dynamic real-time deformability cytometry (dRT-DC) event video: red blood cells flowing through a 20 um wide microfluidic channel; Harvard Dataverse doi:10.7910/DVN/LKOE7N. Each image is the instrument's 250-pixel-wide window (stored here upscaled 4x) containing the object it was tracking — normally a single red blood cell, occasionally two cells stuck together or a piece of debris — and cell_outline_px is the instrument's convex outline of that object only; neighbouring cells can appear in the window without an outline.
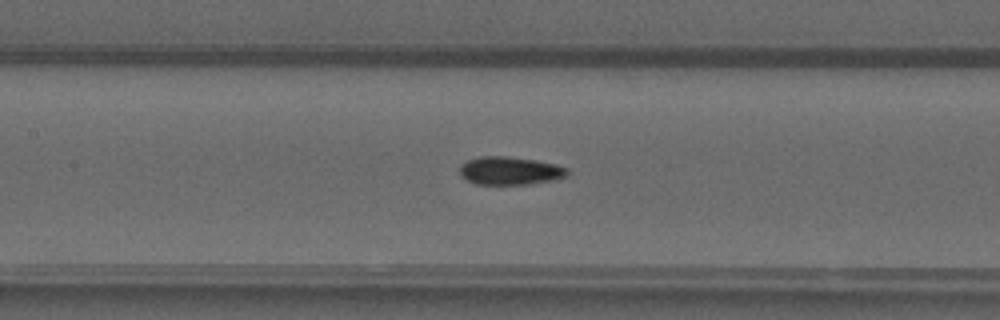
{"species": "common noctule bat (a hibernating species)", "species_latin": "Nyctalus noctula", "temperature_condition": "warm", "stored_images_in_passage": 37, "camera_frame_rate_fps": 3000, "um_per_image_px": 0.085, "animal": {"sex": "male", "forearm_length_mm": 52.5}, "frame": {"image": 1, "passage_image": 16, "time_ms": 5.0, "image_size_px": [1000, 320], "cell_outline_px": [[568, 176], [552, 180], [528, 184], [476, 184], [460, 176], [460, 164], [468, 160], [480, 156], [508, 156], [536, 160], [556, 164], [568, 168]], "centroid_in_image_um": [43.35, 14.5], "position_along_channel_um": 164.1, "area_um2": 17.69}}
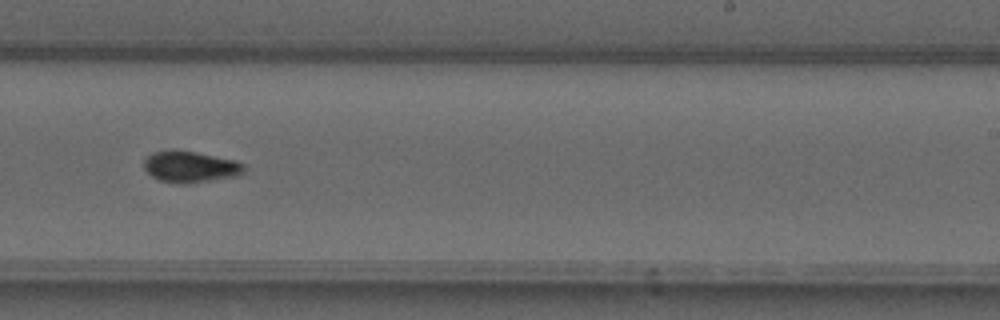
{"frame": {"image": 2, "passage_image": 24, "time_ms": 7.667, "image_size_px": [1000, 320], "cell_outline_px": [[244, 172], [236, 176], [188, 184], [176, 184], [160, 180], [152, 176], [144, 168], [144, 160], [152, 152], [172, 148], [176, 148], [236, 160], [244, 164]], "centroid_in_image_um": [16.15, 14.16], "position_along_channel_um": 272.8, "area_um2": 18.61}}
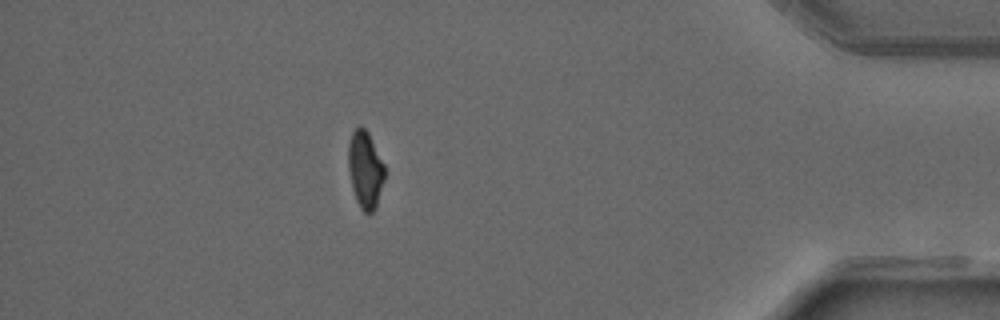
{"frame": {"image": 3, "passage_image": 37, "time_ms": 12.0, "image_size_px": [1000, 320], "cell_outline_px": [[384, 180], [376, 208], [372, 212], [364, 212], [360, 208], [356, 200], [352, 188], [348, 168], [348, 144], [352, 132], [360, 124], [368, 132], [384, 164]], "centroid_in_image_um": [31.03, 14.41], "position_along_channel_um": 404.2, "area_um2": 16.36}, "authors_computed_cell_mechanics": {"area_um2": 17.5134, "velocity_mm_per_s": 4.098, "shape_relaxation_time_tau1_ms": null, "shape_relaxation_time_tau2_ms": 3.3254, "deformation_change_tau1": null, "deformation_change_tau2": 0.0625}}